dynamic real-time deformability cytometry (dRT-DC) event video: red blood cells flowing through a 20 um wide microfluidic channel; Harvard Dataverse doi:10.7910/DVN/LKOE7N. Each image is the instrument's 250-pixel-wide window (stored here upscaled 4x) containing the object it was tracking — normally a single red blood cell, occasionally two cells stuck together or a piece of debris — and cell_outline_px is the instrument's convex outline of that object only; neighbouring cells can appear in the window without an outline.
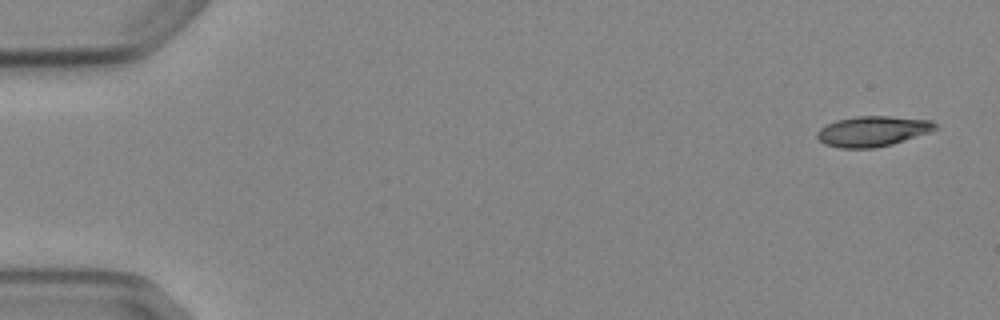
{"species": "Egyptian fruit bat (a non-hibernating species)", "species_latin": "Rousettus aegyptiacus", "temperature_condition": "cold", "stored_images_in_passage": 5, "camera_frame_rate_fps": 3000, "um_per_image_px": 0.085, "animal": {"sex": "female"}, "frame": {"image": 1, "passage_image": 1, "time_ms": 0.0, "image_size_px": [1000, 320], "cell_outline_px": [[940, 128], [932, 132], [892, 144], [876, 148], [840, 148], [824, 144], [816, 136], [816, 132], [820, 128], [836, 120], [856, 116], [888, 116], [932, 120]], "centroid_in_image_um": [74.21, 11.16], "position_along_channel_um": 10.8, "area_um2": 21.1}}
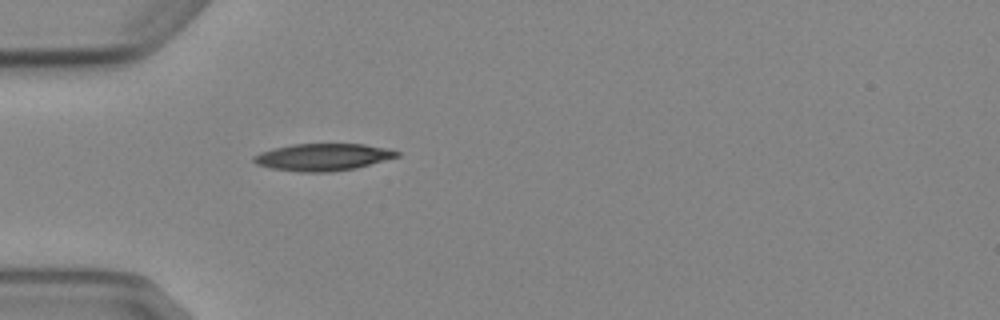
{"frame": {"image": 2, "passage_image": 5, "time_ms": 4.667, "image_size_px": [1000, 320], "cell_outline_px": [[400, 156], [356, 168], [332, 172], [300, 172], [272, 168], [256, 164], [252, 160], [252, 156], [260, 152], [292, 144], [364, 144], [388, 148], [400, 152]], "centroid_in_image_um": [27.46, 13.35], "position_along_channel_um": 57.5, "area_um2": 22.66}}